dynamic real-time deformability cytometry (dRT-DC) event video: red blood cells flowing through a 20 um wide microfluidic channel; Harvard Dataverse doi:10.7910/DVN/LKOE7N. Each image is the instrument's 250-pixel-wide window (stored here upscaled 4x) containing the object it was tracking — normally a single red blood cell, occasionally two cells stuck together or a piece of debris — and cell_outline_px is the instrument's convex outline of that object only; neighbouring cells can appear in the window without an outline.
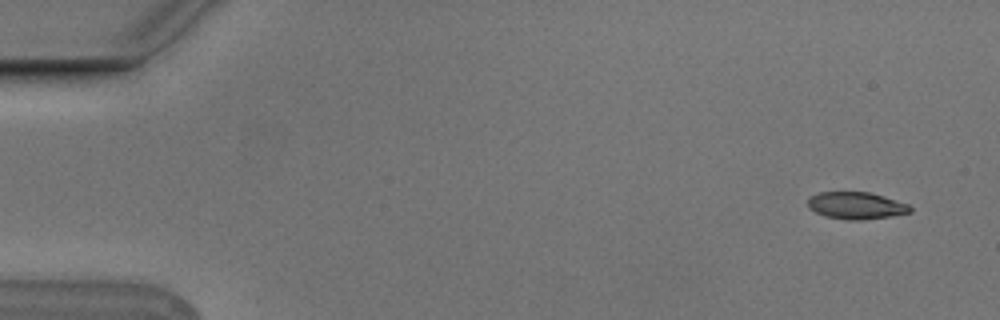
{"species": "Egyptian fruit bat (a non-hibernating species)", "species_latin": "Rousettus aegyptiacus", "temperature_condition": "cold", "stored_images_in_passage": 5, "camera_frame_rate_fps": 3000, "um_per_image_px": 0.085, "animal": {"sex": "male"}, "frame": {"image": 1, "passage_image": 1, "time_ms": 0.0, "image_size_px": [1000, 320], "cell_outline_px": [[912, 212], [892, 216], [860, 220], [848, 220], [824, 216], [808, 208], [808, 196], [816, 192], [868, 192], [884, 196], [908, 204], [912, 208]], "centroid_in_image_um": [72.75, 17.47], "position_along_channel_um": 12.3, "area_um2": 16.3}}
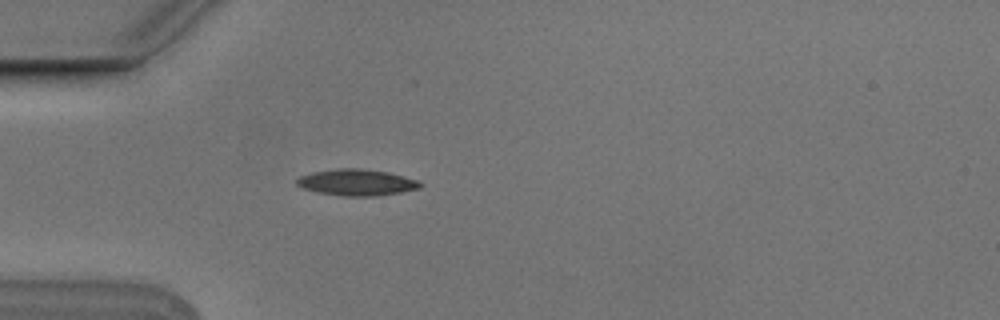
{"frame": {"image": 2, "passage_image": 5, "time_ms": 1.333, "image_size_px": [1000, 320], "cell_outline_px": [[424, 184], [420, 188], [400, 192], [376, 196], [344, 196], [316, 192], [304, 188], [296, 184], [296, 180], [300, 176], [312, 172], [340, 168], [360, 168], [388, 172], [404, 176], [416, 180]], "centroid_in_image_um": [30.32, 15.5], "position_along_channel_um": 54.7, "area_um2": 18.9}}